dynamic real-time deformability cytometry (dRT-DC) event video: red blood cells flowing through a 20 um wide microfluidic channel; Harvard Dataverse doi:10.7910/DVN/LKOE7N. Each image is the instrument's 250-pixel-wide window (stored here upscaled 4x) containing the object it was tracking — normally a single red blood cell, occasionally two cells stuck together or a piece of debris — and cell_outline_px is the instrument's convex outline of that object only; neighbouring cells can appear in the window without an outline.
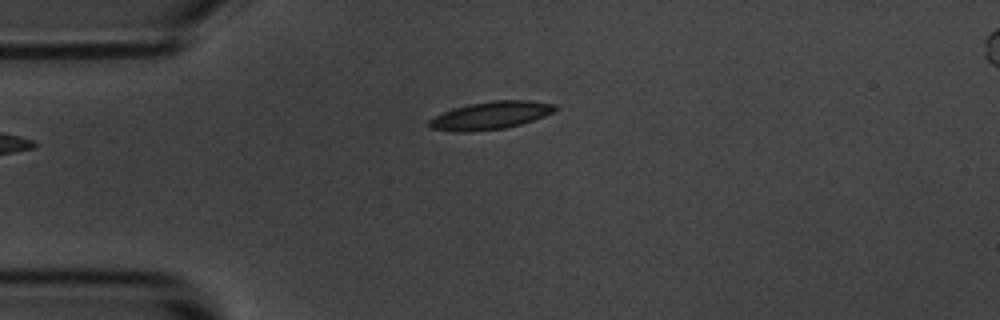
{"species": "common noctule bat (a hibernating species)", "species_latin": "Nyctalus noctula", "temperature_condition": "room temperature", "stored_images_in_passage": 2, "camera_frame_rate_fps": 3000, "um_per_image_px": 0.085, "animal": {"sex": "male", "body_mass_g": 20.1, "forearm_length_mm": 53.5}, "frame": {"image": 1, "passage_image": 1, "time_ms": 0.0, "image_size_px": [1000, 320], "cell_outline_px": [[556, 108], [552, 112], [544, 116], [520, 124], [504, 128], [468, 132], [456, 132], [428, 128], [428, 120], [444, 112], [468, 104], [492, 100], [528, 100], [556, 104]], "centroid_in_image_um": [41.67, 9.81], "position_along_channel_um": 43.3, "area_um2": 20.23}}